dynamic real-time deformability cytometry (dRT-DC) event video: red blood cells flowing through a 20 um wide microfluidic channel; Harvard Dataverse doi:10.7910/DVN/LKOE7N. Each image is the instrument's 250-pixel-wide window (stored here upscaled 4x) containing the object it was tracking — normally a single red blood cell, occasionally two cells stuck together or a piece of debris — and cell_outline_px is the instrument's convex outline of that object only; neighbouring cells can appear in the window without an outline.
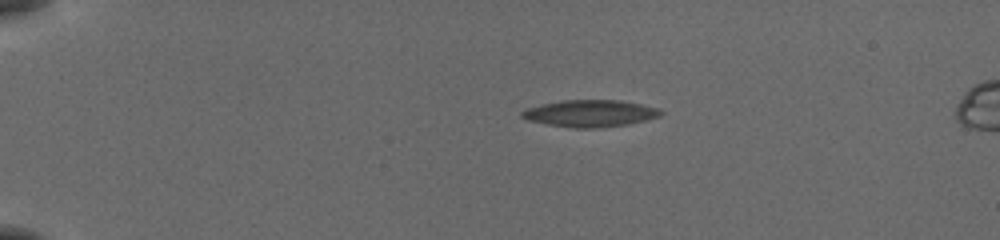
{"species": "common noctule bat (a hibernating species)", "species_latin": "Nyctalus noctula", "temperature_condition": "cold", "stored_images_in_passage": 43, "camera_frame_rate_fps": 3000, "um_per_image_px": 0.085, "animal": {"sex": "female", "body_mass_g": 19.5, "forearm_length_mm": 54.1}, "frame": {"image": 1, "passage_image": 1, "time_ms": 0.0, "image_size_px": [1000, 240], "cell_outline_px": [[664, 112], [660, 116], [628, 124], [596, 128], [572, 128], [548, 124], [528, 120], [520, 116], [520, 112], [528, 108], [560, 100], [620, 100], [660, 108]], "centroid_in_image_um": [50.18, 9.63], "position_along_channel_um": 34.8, "area_um2": 21.68}}
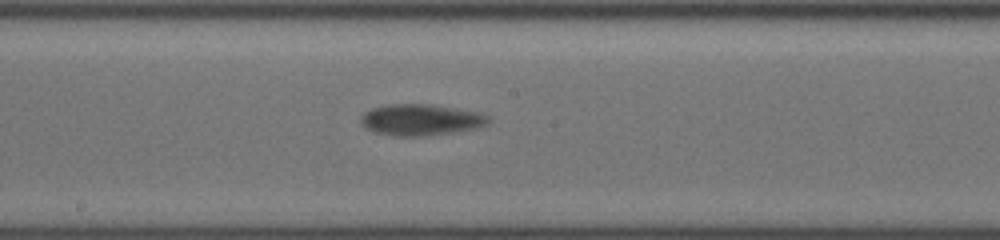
{"frame": {"image": 2, "passage_image": 21, "time_ms": 6.667, "image_size_px": [1000, 240], "cell_outline_px": [[492, 120], [488, 124], [472, 128], [452, 132], [428, 136], [396, 136], [376, 132], [360, 124], [360, 116], [364, 112], [372, 108], [388, 104], [432, 104], [476, 112], [488, 116]], "centroid_in_image_um": [35.73, 10.18], "position_along_channel_um": 212.5, "area_um2": 23.12}}
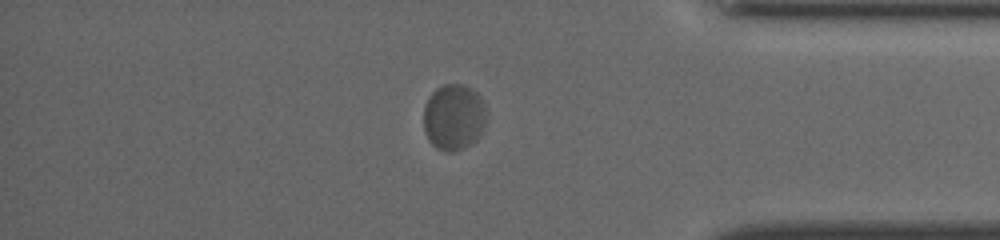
{"frame": {"image": 3, "passage_image": 37, "time_ms": 12.0, "image_size_px": [1000, 240], "cell_outline_px": [[484, 132], [476, 140], [464, 148], [452, 152], [448, 152], [436, 148], [428, 140], [424, 128], [424, 108], [428, 96], [436, 88], [444, 84], [464, 84], [476, 92], [480, 96], [484, 104]], "centroid_in_image_um": [38.56, 9.96], "position_along_channel_um": 396.6, "area_um2": 24.33}}